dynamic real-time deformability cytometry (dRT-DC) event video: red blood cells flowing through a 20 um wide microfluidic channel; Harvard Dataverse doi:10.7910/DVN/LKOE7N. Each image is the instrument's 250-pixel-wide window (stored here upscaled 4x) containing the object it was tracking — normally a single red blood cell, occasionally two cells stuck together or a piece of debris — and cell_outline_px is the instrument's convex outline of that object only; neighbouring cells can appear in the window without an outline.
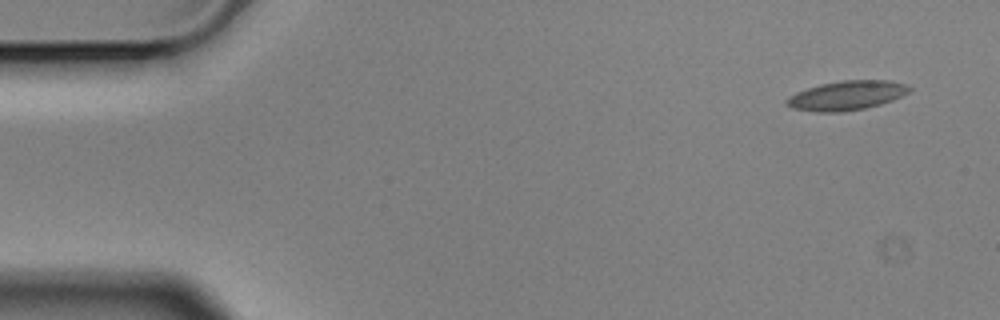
{"species": "Egyptian fruit bat (a non-hibernating species)", "species_latin": "Rousettus aegyptiacus", "temperature_condition": "cold", "stored_images_in_passage": 4, "camera_frame_rate_fps": 3000, "um_per_image_px": 0.085, "animal": {"sex": "male"}, "frame": {"image": 1, "passage_image": 1, "time_ms": 0.0, "image_size_px": [1000, 320], "cell_outline_px": [[912, 88], [908, 92], [892, 100], [880, 104], [864, 108], [844, 112], [816, 112], [792, 108], [784, 104], [784, 100], [796, 92], [820, 84], [840, 80], [888, 80], [908, 84]], "centroid_in_image_um": [71.95, 8.11], "position_along_channel_um": 13.1, "area_um2": 21.04}}
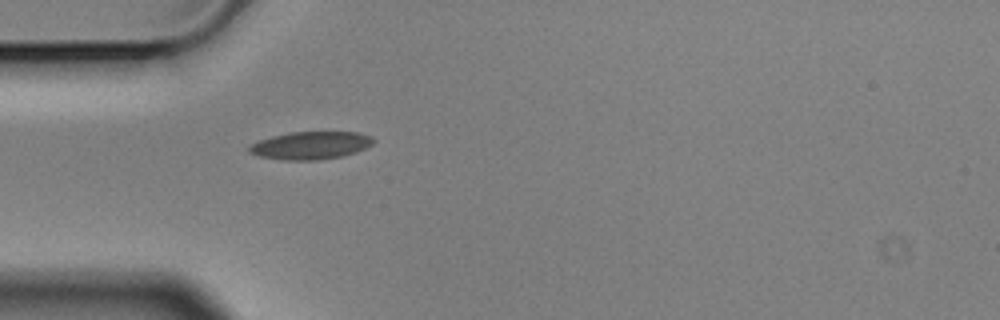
{"frame": {"image": 2, "passage_image": 4, "time_ms": 1.0, "image_size_px": [1000, 320], "cell_outline_px": [[376, 140], [372, 144], [356, 152], [344, 156], [316, 160], [280, 160], [260, 156], [248, 152], [248, 148], [252, 144], [260, 140], [272, 136], [288, 132], [356, 132], [372, 136]], "centroid_in_image_um": [26.42, 12.36], "position_along_channel_um": 58.6, "area_um2": 20.11}}